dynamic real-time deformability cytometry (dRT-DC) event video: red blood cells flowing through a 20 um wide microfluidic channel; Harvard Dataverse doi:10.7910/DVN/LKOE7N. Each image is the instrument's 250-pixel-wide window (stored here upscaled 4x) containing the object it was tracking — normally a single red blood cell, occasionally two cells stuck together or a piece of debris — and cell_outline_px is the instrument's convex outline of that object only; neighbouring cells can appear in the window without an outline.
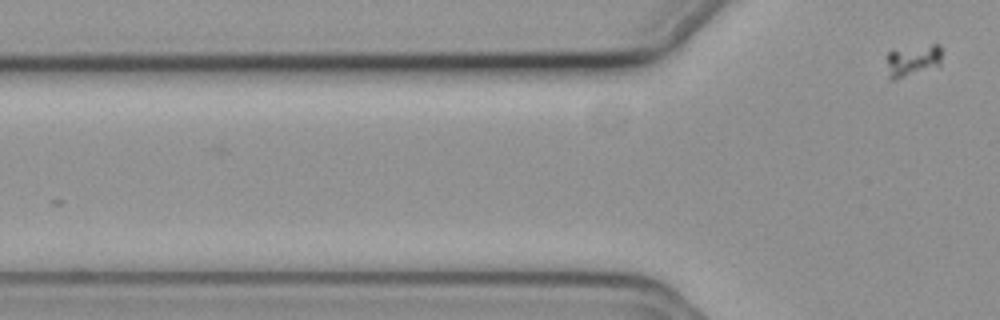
{"species": "common noctule bat (a hibernating species)", "species_latin": "Nyctalus noctula", "temperature_condition": "cold", "stored_images_in_passage": 3, "camera_frame_rate_fps": 3000, "um_per_image_px": 0.085, "animal": {"sex": "female", "body_mass_g": 19.3, "forearm_length_mm": 54.1}, "frame": {"image": 1, "passage_image": 3, "time_ms": 0.667, "image_size_px": [1000, 320], "cell_outline_px": [[940, 64], [896, 80], [892, 80], [888, 76], [888, 52], [892, 48], [932, 44], [940, 44]], "centroid_in_image_um": [77.54, 5.09], "position_along_channel_um": 48.3, "area_um2": 10.17}}